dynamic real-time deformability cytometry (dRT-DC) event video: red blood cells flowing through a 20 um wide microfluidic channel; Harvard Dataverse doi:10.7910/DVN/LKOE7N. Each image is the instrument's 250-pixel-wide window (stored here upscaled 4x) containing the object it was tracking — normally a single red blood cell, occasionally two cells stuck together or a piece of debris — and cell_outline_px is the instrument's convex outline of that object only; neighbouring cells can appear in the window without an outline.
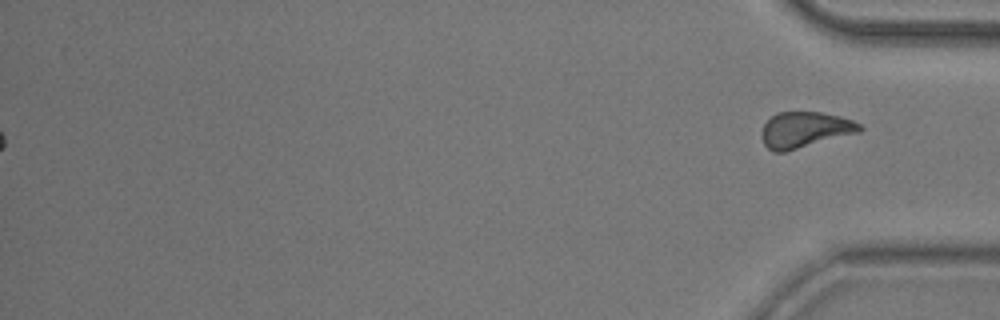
{"species": "common noctule bat (a hibernating species)", "species_latin": "Nyctalus noctula", "temperature_condition": "room temperature", "stored_images_in_passage": 53, "segment_of_instrument_passage": [2, 2], "camera_frame_rate_fps": 3000, "um_per_image_px": 0.085, "animal": {"sex": "male", "body_mass_g": 20.5, "forearm_length_mm": 52.5}, "frame": {"image": 1, "passage_image": 53, "time_ms": 17.333, "image_size_px": [1000, 320], "cell_outline_px": [[864, 128], [860, 132], [784, 152], [772, 152], [764, 144], [760, 136], [760, 132], [764, 124], [776, 112], [820, 112], [840, 116], [852, 120], [860, 124]], "centroid_in_image_um": [68.39, 11.03], "position_along_channel_um": 366.8, "area_um2": 20.58}}